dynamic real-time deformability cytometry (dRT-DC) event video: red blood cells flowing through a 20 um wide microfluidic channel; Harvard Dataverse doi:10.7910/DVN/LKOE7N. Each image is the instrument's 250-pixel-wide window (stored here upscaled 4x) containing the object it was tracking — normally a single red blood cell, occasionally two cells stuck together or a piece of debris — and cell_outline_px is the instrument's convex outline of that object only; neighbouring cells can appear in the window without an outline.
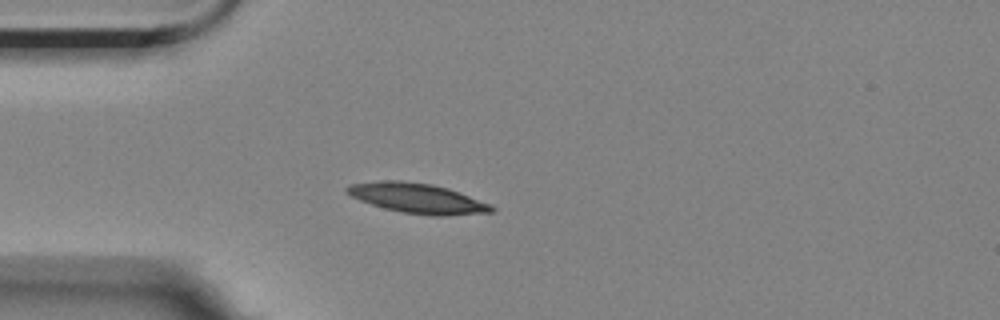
{"species": "Egyptian fruit bat (a non-hibernating species)", "species_latin": "Rousettus aegyptiacus", "temperature_condition": "room temperature", "stored_images_in_passage": 9, "camera_frame_rate_fps": 3000, "um_per_image_px": 0.085, "animal": {"sex": "female"}, "frame": {"image": 1, "passage_image": 2, "time_ms": 1.333, "image_size_px": [1000, 320], "cell_outline_px": [[496, 212], [448, 216], [432, 216], [400, 212], [384, 208], [360, 200], [344, 192], [344, 188], [352, 184], [380, 180], [400, 180], [432, 184], [448, 188], [492, 204], [496, 208]], "centroid_in_image_um": [35.53, 16.86], "position_along_channel_um": 49.5, "area_um2": 25.55}}
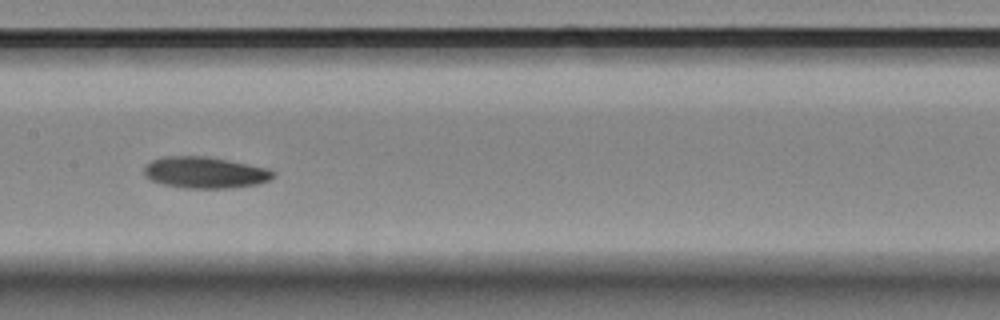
{"frame": {"image": 2, "passage_image": 6, "time_ms": 5.667, "image_size_px": [1000, 320], "cell_outline_px": [[276, 176], [268, 180], [256, 184], [232, 188], [180, 188], [160, 184], [144, 176], [144, 164], [160, 156], [204, 156], [228, 160], [268, 168], [276, 172]], "centroid_in_image_um": [17.39, 14.66], "position_along_channel_um": 190.0, "area_um2": 23.93}}
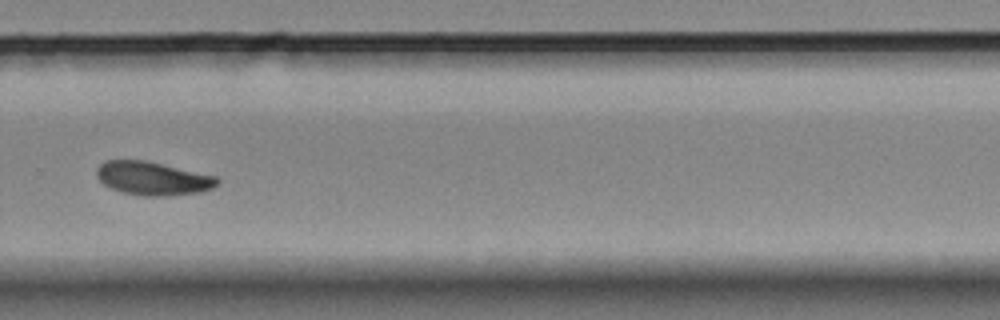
{"frame": {"image": 3, "passage_image": 9, "time_ms": 9.333, "image_size_px": [1000, 320], "cell_outline_px": [[220, 184], [212, 188], [200, 192], [168, 196], [144, 196], [120, 192], [104, 184], [96, 176], [96, 168], [104, 160], [144, 160], [216, 176], [220, 180]], "centroid_in_image_um": [12.98, 15.17], "position_along_channel_um": 316.8, "area_um2": 23.58}}